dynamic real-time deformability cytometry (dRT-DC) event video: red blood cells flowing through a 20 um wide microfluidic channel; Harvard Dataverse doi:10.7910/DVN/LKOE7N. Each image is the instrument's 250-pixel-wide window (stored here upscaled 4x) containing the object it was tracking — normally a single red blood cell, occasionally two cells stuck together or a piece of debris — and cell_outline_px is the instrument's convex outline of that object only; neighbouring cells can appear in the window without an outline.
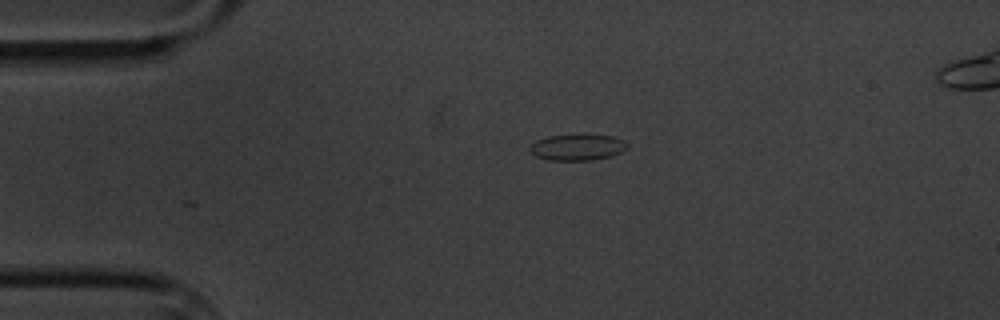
{"species": "common noctule bat (a hibernating species)", "species_latin": "Nyctalus noctula", "temperature_condition": "cold", "stored_images_in_passage": 3, "camera_frame_rate_fps": 3000, "um_per_image_px": 0.085, "animal": {"sex": "male", "body_mass_g": 20.1, "forearm_length_mm": 53.5}, "frame": {"image": 1, "passage_image": 1, "time_ms": 0.0, "image_size_px": [1000, 320], "cell_outline_px": [[628, 148], [612, 156], [592, 160], [548, 160], [536, 156], [528, 148], [536, 140], [548, 136], [580, 132], [612, 136], [624, 140], [628, 144]], "centroid_in_image_um": [49.1, 12.47], "position_along_channel_um": 35.9, "area_um2": 15.43}}